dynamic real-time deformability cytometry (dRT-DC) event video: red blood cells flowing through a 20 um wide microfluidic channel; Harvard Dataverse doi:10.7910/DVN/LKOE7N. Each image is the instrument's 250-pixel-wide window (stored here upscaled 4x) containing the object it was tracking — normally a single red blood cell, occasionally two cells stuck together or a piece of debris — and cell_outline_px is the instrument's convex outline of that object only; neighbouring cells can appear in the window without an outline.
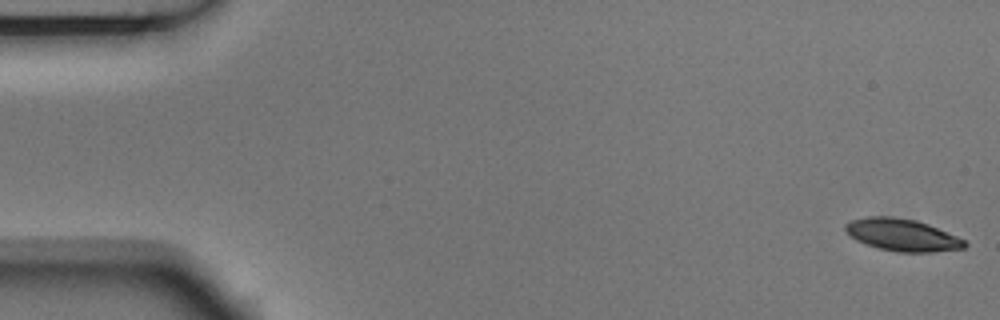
{"species": "Egyptian fruit bat (a non-hibernating species)", "species_latin": "Rousettus aegyptiacus", "temperature_condition": "room temperature", "stored_images_in_passage": 6, "camera_frame_rate_fps": 3000, "um_per_image_px": 0.085, "animal": {"sex": "male"}, "frame": {"image": 1, "passage_image": 1, "time_ms": 0.0, "image_size_px": [1000, 320], "cell_outline_px": [[968, 244], [964, 248], [932, 252], [896, 252], [880, 248], [856, 240], [844, 228], [844, 224], [852, 220], [868, 216], [892, 216], [916, 220], [928, 224], [956, 236], [964, 240]], "centroid_in_image_um": [76.69, 19.96], "position_along_channel_um": 8.3, "area_um2": 22.14}}